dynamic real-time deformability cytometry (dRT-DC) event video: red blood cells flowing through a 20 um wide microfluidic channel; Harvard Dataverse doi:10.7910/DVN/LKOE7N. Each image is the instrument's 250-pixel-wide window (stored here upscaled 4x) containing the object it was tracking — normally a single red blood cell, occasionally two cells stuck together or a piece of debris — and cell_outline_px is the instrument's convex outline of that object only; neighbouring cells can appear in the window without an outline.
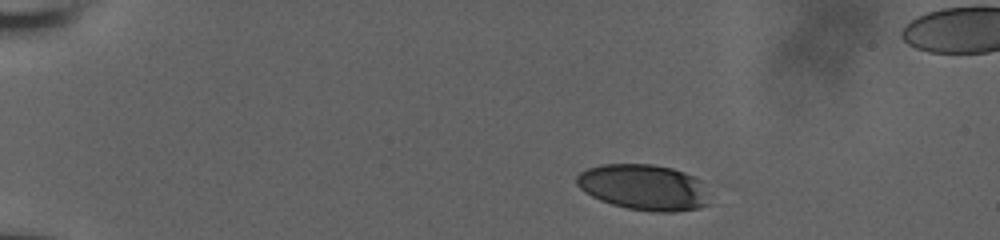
{"species": "human", "species_latin": "Homo sapiens", "temperature_condition": "room temperature", "stored_images_in_passage": 46, "camera_frame_rate_fps": 3000, "um_per_image_px": 0.085, "donor": {"sex": "male"}, "frame": {"image": 1, "passage_image": 1, "time_ms": 0.0, "image_size_px": [1000, 240], "cell_outline_px": [[708, 204], [700, 208], [676, 212], [652, 212], [628, 208], [612, 204], [600, 200], [584, 192], [576, 184], [576, 176], [580, 172], [588, 168], [604, 164], [652, 164], [672, 168], [684, 172], [700, 180]], "centroid_in_image_um": [54.67, 15.92], "position_along_channel_um": 30.3, "area_um2": 35.26}}
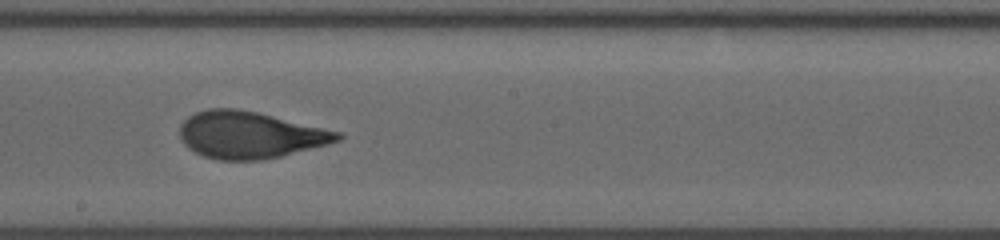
{"frame": {"image": 2, "passage_image": 24, "time_ms": 7.667, "image_size_px": [1000, 240], "cell_outline_px": [[344, 136], [340, 140], [328, 144], [280, 156], [260, 160], [216, 160], [204, 156], [188, 148], [180, 140], [180, 124], [188, 116], [196, 112], [208, 108], [236, 108], [256, 112], [340, 132]], "centroid_in_image_um": [21.19, 11.47], "position_along_channel_um": 227.0, "area_um2": 42.89}}
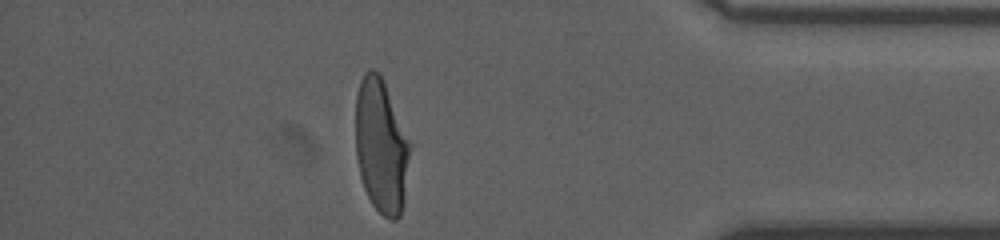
{"frame": {"image": 3, "passage_image": 40, "time_ms": 13.0, "image_size_px": [1000, 240], "cell_outline_px": [[412, 148], [404, 200], [400, 216], [396, 220], [388, 220], [372, 204], [364, 188], [360, 176], [356, 160], [356, 92], [360, 80], [364, 72], [368, 68], [372, 68], [380, 76], [384, 84], [412, 144]], "centroid_in_image_um": [32.41, 12.45], "position_along_channel_um": 402.8, "area_um2": 42.83}, "authors_computed_cell_mechanics": {"area_um2": 42.6853, "velocity_mm_per_s": 3.8319, "shape_relaxation_time_tau1_ms": 5.1055, "shape_relaxation_time_tau2_ms": 0.8842, "deformation_change_tau1": 0.2053, "deformation_change_tau2": 0.0821}}